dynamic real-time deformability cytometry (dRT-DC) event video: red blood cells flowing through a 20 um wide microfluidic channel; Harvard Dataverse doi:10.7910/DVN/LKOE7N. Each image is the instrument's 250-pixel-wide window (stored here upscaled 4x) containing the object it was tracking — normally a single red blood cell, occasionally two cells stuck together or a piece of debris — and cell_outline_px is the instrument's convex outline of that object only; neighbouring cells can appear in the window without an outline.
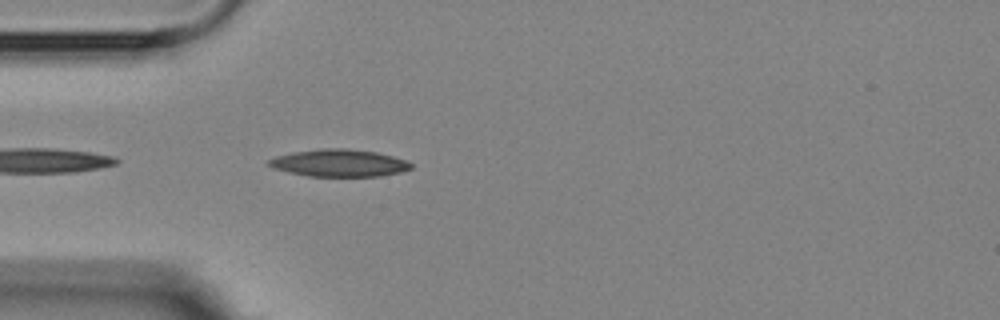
{"species": "Egyptian fruit bat (a non-hibernating species)", "species_latin": "Rousettus aegyptiacus", "temperature_condition": "room temperature", "stored_images_in_passage": 4, "camera_frame_rate_fps": 3000, "um_per_image_px": 0.085, "animal": {"sex": "female"}, "frame": {"image": 1, "passage_image": 4, "time_ms": 3.667, "image_size_px": [1000, 320], "cell_outline_px": [[412, 168], [400, 172], [380, 176], [308, 176], [288, 172], [272, 168], [264, 164], [268, 160], [276, 156], [292, 152], [320, 148], [344, 148], [376, 152], [392, 156], [404, 160], [412, 164]], "centroid_in_image_um": [28.76, 13.85], "position_along_channel_um": 56.2, "area_um2": 22.66}}